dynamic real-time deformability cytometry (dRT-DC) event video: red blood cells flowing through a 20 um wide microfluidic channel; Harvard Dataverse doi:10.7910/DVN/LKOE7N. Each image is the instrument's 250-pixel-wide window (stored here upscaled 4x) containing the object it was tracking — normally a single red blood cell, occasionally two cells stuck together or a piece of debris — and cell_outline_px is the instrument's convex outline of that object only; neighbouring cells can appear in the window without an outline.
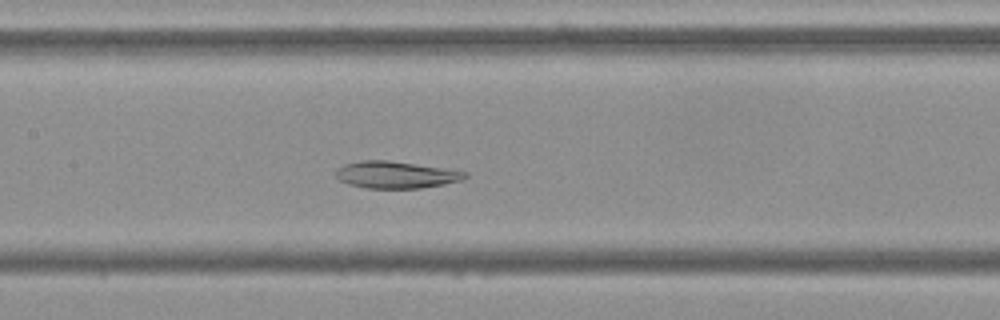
{"species": "Egyptian fruit bat (a non-hibernating species)", "species_latin": "Rousettus aegyptiacus", "temperature_condition": "cold", "stored_images_in_passage": 54, "camera_frame_rate_fps": 3000, "um_per_image_px": 0.085, "frame": {"image": 1, "passage_image": 25, "time_ms": 8.0, "image_size_px": [1000, 320], "cell_outline_px": [[468, 176], [464, 180], [444, 184], [420, 188], [364, 188], [348, 184], [340, 180], [336, 176], [336, 168], [344, 164], [360, 160], [388, 160], [468, 172]], "centroid_in_image_um": [33.63, 14.86], "position_along_channel_um": 173.8, "area_um2": 20.29}}
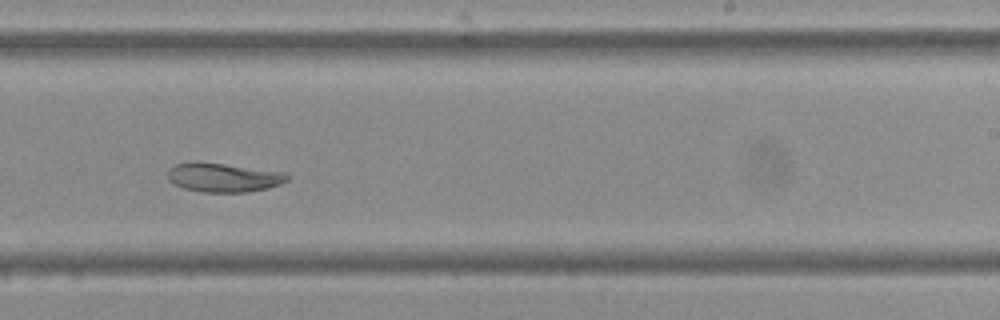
{"frame": {"image": 2, "passage_image": 33, "time_ms": 10.667, "image_size_px": [1000, 320], "cell_outline_px": [[288, 180], [280, 184], [268, 188], [244, 192], [204, 192], [184, 188], [168, 180], [168, 168], [176, 164], [188, 160], [196, 160], [288, 172]], "centroid_in_image_um": [18.98, 15.05], "position_along_channel_um": 270.0, "area_um2": 20.58}}
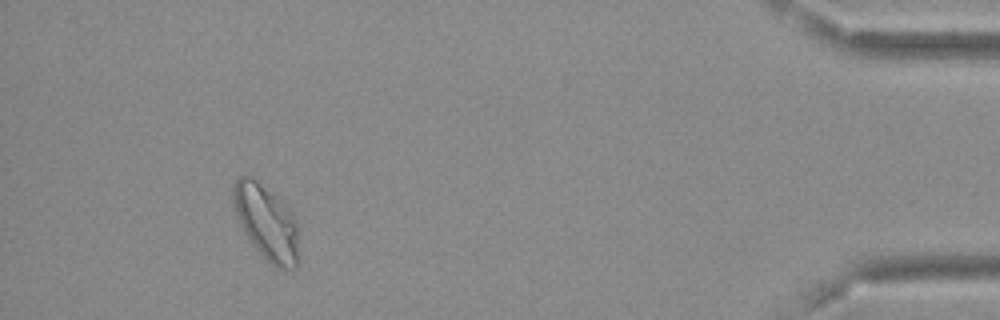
{"frame": {"image": 3, "passage_image": 50, "time_ms": 16.333, "image_size_px": [1000, 320], "cell_outline_px": [[296, 268], [276, 268], [252, 244], [244, 232], [240, 224], [236, 212], [232, 196], [232, 188], [236, 180], [240, 176], [252, 176], [284, 204], [292, 212], [296, 224]], "centroid_in_image_um": [22.6, 18.86], "position_along_channel_um": 412.6, "area_um2": 27.69}, "authors_computed_cell_mechanics": {"area_um2": 24.2182, "velocity_mm_per_s": 3.6283, "shape_relaxation_time_tau1_ms": null, "shape_relaxation_time_tau2_ms": 8.7551, "deformation_change_tau1": null, "deformation_change_tau2": 0.0836}}